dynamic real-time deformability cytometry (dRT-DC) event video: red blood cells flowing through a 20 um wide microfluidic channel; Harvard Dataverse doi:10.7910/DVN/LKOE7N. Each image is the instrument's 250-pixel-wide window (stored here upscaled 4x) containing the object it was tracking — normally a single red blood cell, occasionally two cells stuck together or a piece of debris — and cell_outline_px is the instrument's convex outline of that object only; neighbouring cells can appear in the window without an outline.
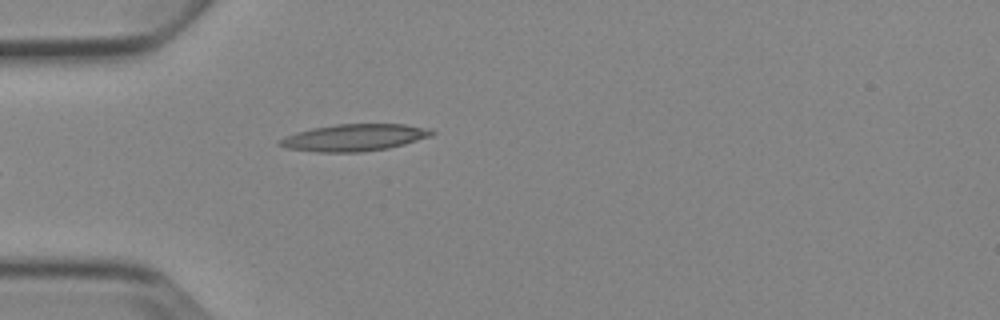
{"species": "Egyptian fruit bat (a non-hibernating species)", "species_latin": "Rousettus aegyptiacus", "temperature_condition": "cold", "stored_images_in_passage": 5, "camera_frame_rate_fps": 3000, "um_per_image_px": 0.085, "animal": {"sex": "female"}, "frame": {"image": 1, "passage_image": 5, "time_ms": 4.667, "image_size_px": [1000, 320], "cell_outline_px": [[436, 132], [432, 136], [404, 144], [388, 148], [360, 152], [316, 152], [288, 148], [276, 144], [284, 136], [296, 132], [312, 128], [336, 124], [404, 124], [428, 128]], "centroid_in_image_um": [30.11, 11.69], "position_along_channel_um": 54.9, "area_um2": 23.87}}